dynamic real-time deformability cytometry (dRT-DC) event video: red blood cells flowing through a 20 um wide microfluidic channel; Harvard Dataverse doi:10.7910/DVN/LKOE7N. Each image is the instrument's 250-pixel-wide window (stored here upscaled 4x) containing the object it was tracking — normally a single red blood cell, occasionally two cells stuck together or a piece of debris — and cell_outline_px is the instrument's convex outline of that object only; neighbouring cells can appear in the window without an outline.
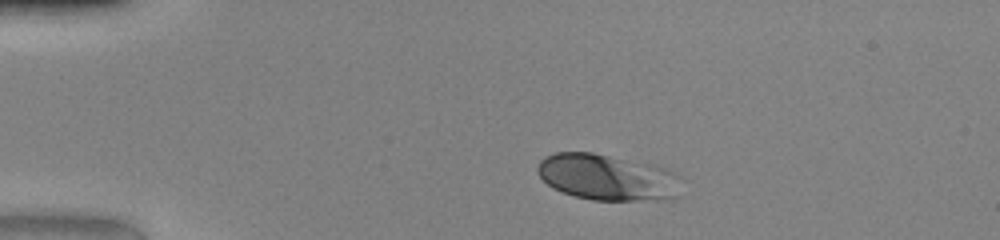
{"species": "human", "species_latin": "Homo sapiens", "temperature_condition": "warm", "stored_images_in_passage": 40, "camera_frame_rate_fps": 3000, "um_per_image_px": 0.085, "donor": {"sex": "female"}, "frame": {"image": 1, "passage_image": 1, "time_ms": 0.0, "image_size_px": [1000, 240], "cell_outline_px": [[684, 180], [680, 196], [672, 200], [592, 200], [576, 196], [552, 188], [536, 172], [536, 168], [540, 160], [544, 156], [556, 152], [592, 152], [656, 164], [684, 176]], "centroid_in_image_um": [51.74, 15.07], "position_along_channel_um": 33.3, "area_um2": 39.82}}
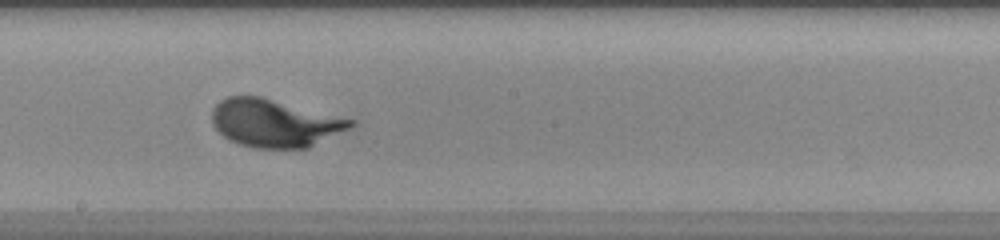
{"frame": {"image": 2, "passage_image": 19, "time_ms": 6.0, "image_size_px": [1000, 240], "cell_outline_px": [[352, 124], [348, 128], [308, 148], [256, 148], [240, 144], [228, 140], [212, 124], [212, 108], [220, 100], [228, 96], [260, 96], [352, 120]], "centroid_in_image_um": [23.25, 10.46], "position_along_channel_um": 224.9, "area_um2": 37.92}}
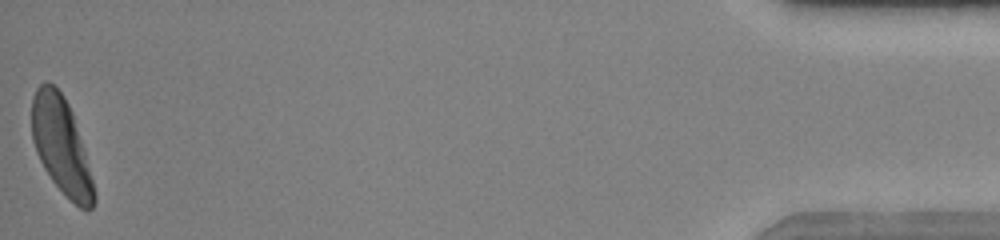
{"frame": {"image": 3, "passage_image": 40, "time_ms": 13.0, "image_size_px": [1000, 240], "cell_outline_px": [[96, 200], [92, 208], [88, 212], [80, 208], [52, 180], [44, 168], [36, 152], [32, 140], [32, 96], [36, 88], [44, 80], [48, 80], [64, 96], [72, 112], [84, 152], [92, 180], [96, 196]], "centroid_in_image_um": [5.18, 12.36], "position_along_channel_um": 430.0, "area_um2": 34.39}, "authors_computed_cell_mechanics": {"area_um2": 37.3677, "velocity_mm_per_s": 4.1728, "shape_relaxation_time_tau1_ms": 2.146, "shape_relaxation_time_tau2_ms": null, "deformation_change_tau1": 0.1738, "deformation_change_tau2": null}}